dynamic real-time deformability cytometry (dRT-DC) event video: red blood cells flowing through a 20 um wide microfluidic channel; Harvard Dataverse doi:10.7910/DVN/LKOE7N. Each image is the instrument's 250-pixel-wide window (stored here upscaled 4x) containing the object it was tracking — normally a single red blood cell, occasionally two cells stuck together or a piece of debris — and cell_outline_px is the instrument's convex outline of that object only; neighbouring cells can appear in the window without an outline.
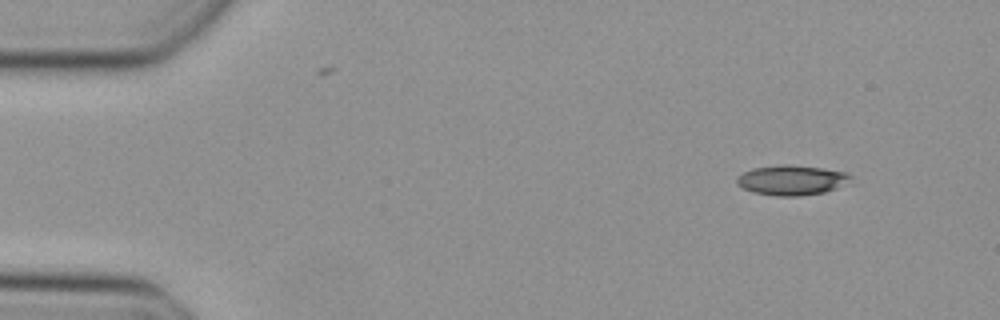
{"species": "Egyptian fruit bat (a non-hibernating species)", "species_latin": "Rousettus aegyptiacus", "temperature_condition": "cold", "stored_images_in_passage": 4, "camera_frame_rate_fps": 3000, "um_per_image_px": 0.085, "animal": {"sex": "female"}, "frame": {"image": 1, "passage_image": 1, "time_ms": 0.0, "image_size_px": [1000, 320], "cell_outline_px": [[852, 176], [836, 188], [824, 192], [800, 196], [776, 196], [752, 192], [736, 184], [736, 176], [752, 168], [784, 164], [788, 164], [820, 168], [848, 172]], "centroid_in_image_um": [67.22, 15.31], "position_along_channel_um": 17.8, "area_um2": 19.71}}